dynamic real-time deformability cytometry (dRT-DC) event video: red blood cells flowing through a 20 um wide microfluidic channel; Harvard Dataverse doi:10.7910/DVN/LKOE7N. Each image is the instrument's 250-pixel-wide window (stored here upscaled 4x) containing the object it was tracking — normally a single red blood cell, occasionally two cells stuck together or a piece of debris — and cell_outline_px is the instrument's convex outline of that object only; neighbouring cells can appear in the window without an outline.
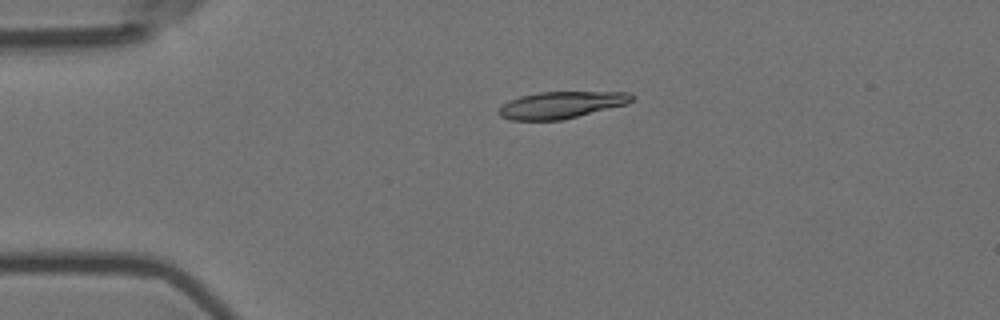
{"species": "Egyptian fruit bat (a non-hibernating species)", "species_latin": "Rousettus aegyptiacus", "temperature_condition": "room temperature", "stored_images_in_passage": 2, "camera_frame_rate_fps": 3000, "um_per_image_px": 0.085, "animal": {"sex": "female"}, "frame": {"image": 1, "passage_image": 1, "time_ms": 0.0, "image_size_px": [1000, 320], "cell_outline_px": [[636, 96], [628, 104], [564, 120], [512, 120], [500, 116], [496, 112], [508, 100], [520, 96], [540, 92], [628, 92]], "centroid_in_image_um": [47.73, 8.92], "position_along_channel_um": 37.3, "area_um2": 20.98}}